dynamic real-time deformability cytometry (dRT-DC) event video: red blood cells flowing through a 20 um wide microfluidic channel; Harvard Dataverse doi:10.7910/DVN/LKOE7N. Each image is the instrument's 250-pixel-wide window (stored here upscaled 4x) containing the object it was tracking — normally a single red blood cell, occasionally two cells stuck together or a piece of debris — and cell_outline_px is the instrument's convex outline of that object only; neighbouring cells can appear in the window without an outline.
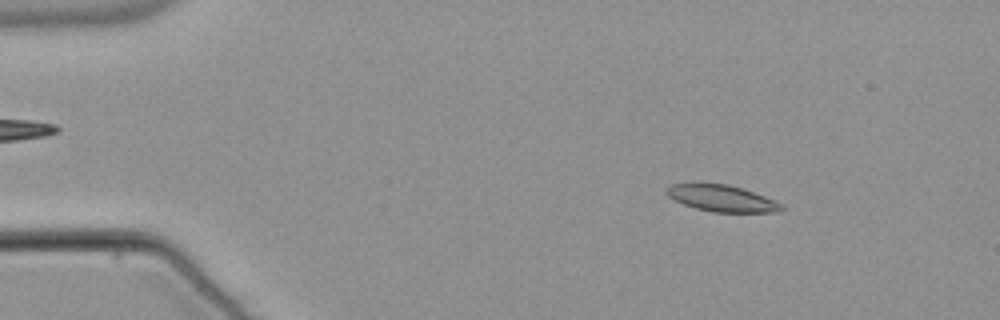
{"species": "common noctule bat (a hibernating species)", "species_latin": "Nyctalus noctula", "temperature_condition": "warm", "stored_images_in_passage": 53, "camera_frame_rate_fps": 3000, "um_per_image_px": 0.085, "animal": {"sex": "male", "body_mass_g": 21.5, "forearm_length_mm": 52.0}, "frame": {"image": 1, "passage_image": 7, "time_ms": 2.0, "image_size_px": [1000, 320], "cell_outline_px": [[784, 208], [772, 212], [712, 212], [696, 208], [684, 204], [668, 196], [664, 192], [664, 188], [672, 184], [692, 180], [728, 184], [764, 196], [780, 204]], "centroid_in_image_um": [61.19, 16.8], "position_along_channel_um": 23.8, "area_um2": 18.09}}
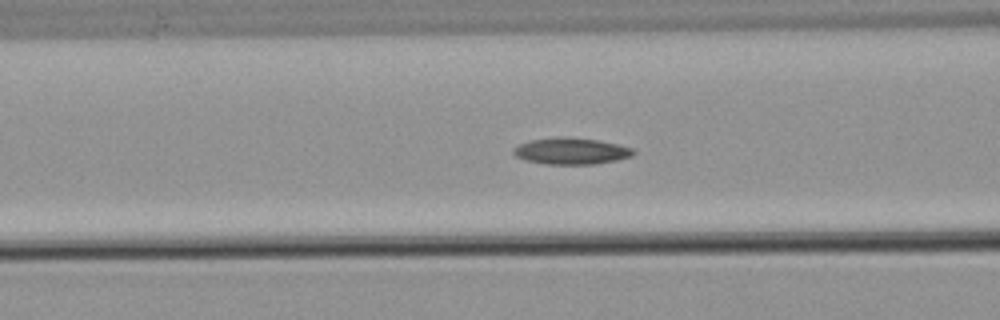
{"frame": {"image": 2, "passage_image": 21, "time_ms": 6.667, "image_size_px": [1000, 320], "cell_outline_px": [[636, 152], [632, 156], [616, 160], [596, 164], [544, 164], [524, 160], [516, 156], [512, 152], [512, 148], [528, 140], [552, 136], [568, 136], [596, 140], [616, 144], [632, 148]], "centroid_in_image_um": [48.49, 12.83], "position_along_channel_um": 118.1, "area_um2": 18.79}}
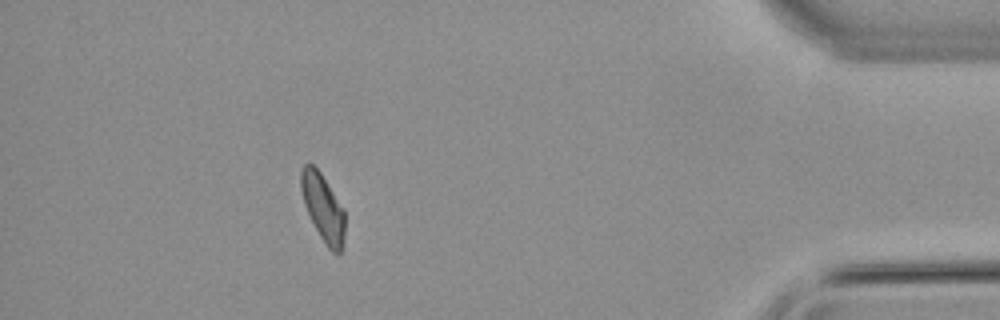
{"frame": {"image": 3, "passage_image": 48, "time_ms": 15.667, "image_size_px": [1000, 320], "cell_outline_px": [[344, 240], [340, 256], [332, 252], [324, 244], [304, 204], [300, 188], [300, 168], [304, 164], [312, 164], [320, 172], [344, 208]], "centroid_in_image_um": [27.46, 17.66], "position_along_channel_um": 407.7, "area_um2": 17.28}}